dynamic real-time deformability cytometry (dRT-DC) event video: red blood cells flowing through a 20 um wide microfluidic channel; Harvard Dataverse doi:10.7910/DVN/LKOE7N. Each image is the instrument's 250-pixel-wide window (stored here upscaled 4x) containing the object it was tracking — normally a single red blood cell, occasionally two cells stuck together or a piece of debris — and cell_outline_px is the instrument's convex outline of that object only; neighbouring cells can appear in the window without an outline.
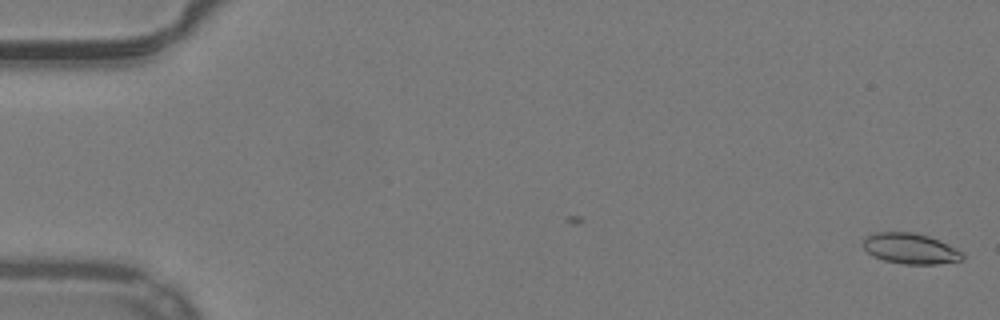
{"species": "common noctule bat (a hibernating species)", "species_latin": "Nyctalus noctula", "temperature_condition": "warm", "stored_images_in_passage": 4, "camera_frame_rate_fps": 3000, "um_per_image_px": 0.085, "animal": {"sex": "male", "body_mass_g": 19.2, "forearm_length_mm": 51.8}, "frame": {"image": 1, "passage_image": 4, "time_ms": 1.0, "image_size_px": [1000, 320], "cell_outline_px": [[964, 260], [936, 264], [904, 264], [884, 260], [872, 256], [864, 248], [864, 240], [868, 236], [876, 232], [912, 232], [928, 236], [940, 240], [964, 252]], "centroid_in_image_um": [77.43, 21.13], "position_along_channel_um": 7.6, "area_um2": 17.74}}